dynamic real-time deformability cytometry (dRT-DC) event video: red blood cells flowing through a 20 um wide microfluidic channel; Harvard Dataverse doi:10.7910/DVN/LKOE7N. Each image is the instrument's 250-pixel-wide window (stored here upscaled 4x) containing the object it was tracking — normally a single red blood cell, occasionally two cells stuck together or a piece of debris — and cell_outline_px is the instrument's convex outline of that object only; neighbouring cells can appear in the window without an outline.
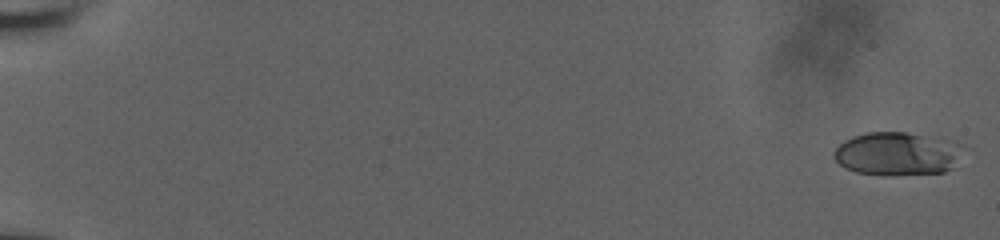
{"species": "human", "species_latin": "Homo sapiens", "temperature_condition": "room temperature", "stored_images_in_passage": 57, "camera_frame_rate_fps": 3000, "um_per_image_px": 0.085, "donor": {"sex": "male"}, "frame": {"image": 1, "passage_image": 1, "time_ms": 0.0, "image_size_px": [1000, 240], "cell_outline_px": [[952, 168], [944, 172], [856, 172], [844, 168], [832, 156], [832, 152], [844, 140], [852, 136], [868, 132], [904, 132], [920, 136], [952, 152]], "centroid_in_image_um": [75.83, 13.06], "position_along_channel_um": 9.2, "area_um2": 28.73}}
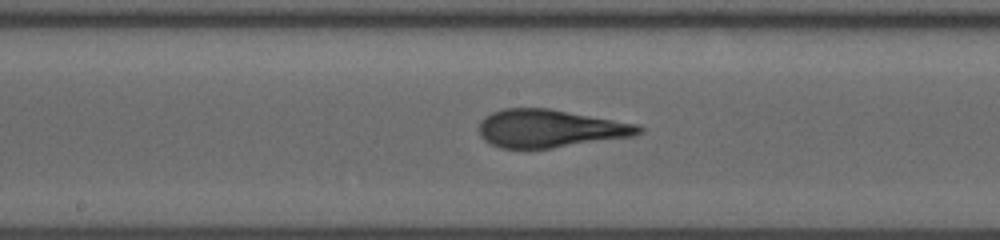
{"frame": {"image": 2, "passage_image": 33, "time_ms": 10.667, "image_size_px": [1000, 240], "cell_outline_px": [[644, 132], [632, 136], [552, 148], [500, 148], [484, 140], [480, 136], [480, 120], [484, 116], [492, 112], [504, 108], [548, 108], [636, 124], [644, 128]], "centroid_in_image_um": [46.72, 10.92], "position_along_channel_um": 201.5, "area_um2": 35.03}}
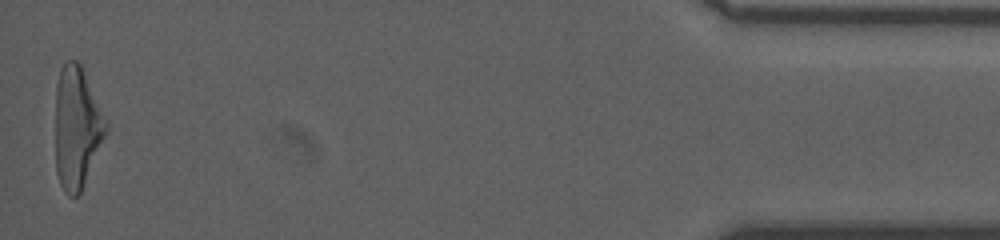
{"frame": {"image": 3, "passage_image": 57, "time_ms": 18.667, "image_size_px": [1000, 240], "cell_outline_px": [[108, 132], [80, 192], [76, 196], [68, 196], [64, 192], [60, 184], [56, 172], [56, 84], [60, 68], [68, 60], [76, 60], [80, 64], [108, 124]], "centroid_in_image_um": [6.52, 10.86], "position_along_channel_um": 428.7, "area_um2": 35.72}, "authors_computed_cell_mechanics": {"area_um2": 34.102, "velocity_mm_per_s": 3.8398, "shape_relaxation_time_tau1_ms": 6.808, "shape_relaxation_time_tau2_ms": 1.1431, "deformation_change_tau1": 0.2321, "deformation_change_tau2": 0.0961}}